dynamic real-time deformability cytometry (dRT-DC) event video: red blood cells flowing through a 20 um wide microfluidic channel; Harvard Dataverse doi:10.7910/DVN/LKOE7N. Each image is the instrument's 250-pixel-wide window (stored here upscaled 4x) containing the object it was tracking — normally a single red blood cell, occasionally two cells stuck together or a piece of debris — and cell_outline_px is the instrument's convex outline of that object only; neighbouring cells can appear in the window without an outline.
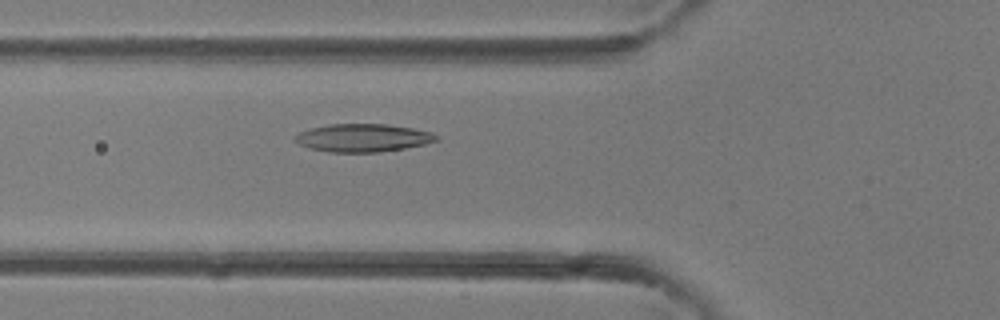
{"species": "common noctule bat (a hibernating species)", "species_latin": "Nyctalus noctula", "temperature_condition": "room temperature", "stored_images_in_passage": 37, "camera_frame_rate_fps": 3000, "um_per_image_px": 0.085, "animal": {"sex": "female"}, "frame": {"image": 1, "passage_image": 11, "time_ms": 3.333, "image_size_px": [1000, 320], "cell_outline_px": [[440, 140], [424, 144], [404, 148], [380, 152], [328, 152], [308, 148], [292, 140], [292, 136], [300, 132], [312, 128], [328, 124], [388, 124], [412, 128], [432, 132], [440, 136]], "centroid_in_image_um": [30.84, 11.72], "position_along_channel_um": 95.0, "area_um2": 23.24}}
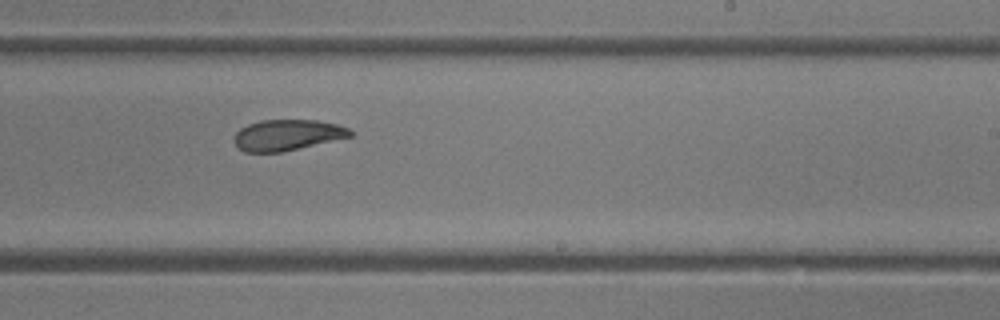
{"frame": {"image": 2, "passage_image": 21, "time_ms": 6.667, "image_size_px": [1000, 320], "cell_outline_px": [[352, 136], [280, 152], [244, 152], [232, 140], [236, 132], [240, 128], [248, 124], [260, 120], [316, 120], [336, 124], [348, 128], [352, 132]], "centroid_in_image_um": [24.37, 11.47], "position_along_channel_um": 264.6, "area_um2": 20.69}}
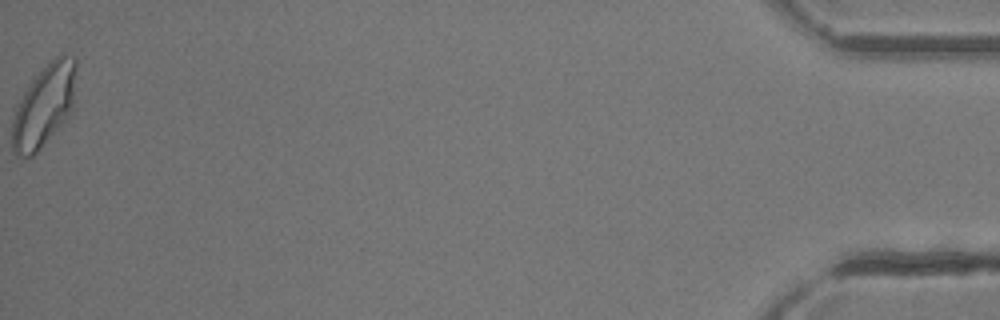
{"frame": {"image": 3, "passage_image": 37, "time_ms": 12.0, "image_size_px": [1000, 320], "cell_outline_px": [[76, 68], [72, 100], [68, 116], [36, 152], [32, 156], [24, 160], [16, 156], [12, 152], [12, 120], [16, 108], [24, 92], [32, 80], [60, 52], [64, 52], [76, 56]], "centroid_in_image_um": [3.72, 8.99], "position_along_channel_um": 431.5, "area_um2": 30.11}}